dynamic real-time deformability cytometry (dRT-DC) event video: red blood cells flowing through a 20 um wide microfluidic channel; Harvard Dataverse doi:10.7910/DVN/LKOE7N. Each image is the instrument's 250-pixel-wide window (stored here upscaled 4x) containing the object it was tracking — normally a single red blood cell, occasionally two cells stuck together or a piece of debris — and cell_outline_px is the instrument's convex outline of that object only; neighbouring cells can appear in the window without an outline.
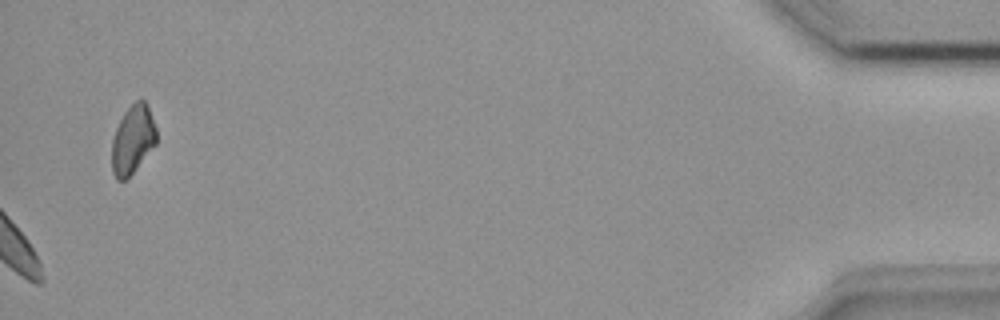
{"species": "common noctule bat (a hibernating species)", "species_latin": "Nyctalus noctula", "temperature_condition": "room temperature", "stored_images_in_passage": 41, "camera_frame_rate_fps": 3000, "um_per_image_px": 0.085, "animal": {"sex": "female", "body_mass_g": 18.4}, "frame": {"image": 1, "passage_image": 41, "time_ms": 13.333, "image_size_px": [1000, 320], "cell_outline_px": [[156, 144], [132, 172], [124, 180], [116, 180], [112, 172], [112, 140], [116, 128], [124, 112], [136, 100], [144, 100], [148, 104], [156, 128]], "centroid_in_image_um": [11.28, 11.84], "position_along_channel_um": 423.9, "area_um2": 17.63}}